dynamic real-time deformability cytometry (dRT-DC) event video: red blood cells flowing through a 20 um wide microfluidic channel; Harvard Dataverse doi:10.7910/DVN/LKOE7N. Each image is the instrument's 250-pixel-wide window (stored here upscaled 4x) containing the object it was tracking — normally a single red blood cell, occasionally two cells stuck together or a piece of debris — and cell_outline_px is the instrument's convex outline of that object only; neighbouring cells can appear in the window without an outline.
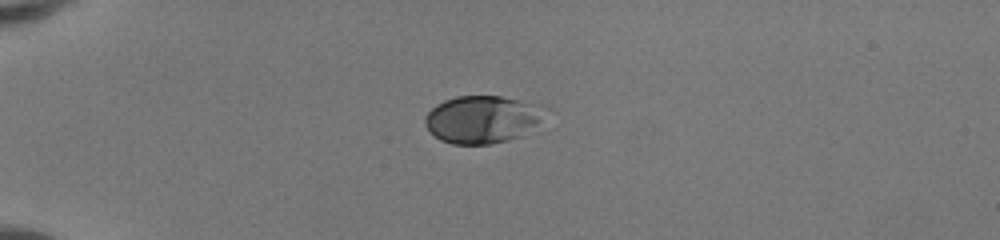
{"species": "human", "species_latin": "Homo sapiens", "temperature_condition": "room temperature", "stored_images_in_passage": 37, "camera_frame_rate_fps": 3000, "um_per_image_px": 0.085, "donor": {"sex": "female"}, "frame": {"image": 1, "passage_image": 1, "time_ms": 0.0, "image_size_px": [1000, 240], "cell_outline_px": [[552, 108], [520, 136], [508, 140], [488, 144], [452, 144], [440, 140], [424, 124], [424, 116], [436, 104], [444, 100], [456, 96], [500, 96], [544, 104]], "centroid_in_image_um": [41.01, 10.11], "position_along_channel_um": 44.0, "area_um2": 33.35}}
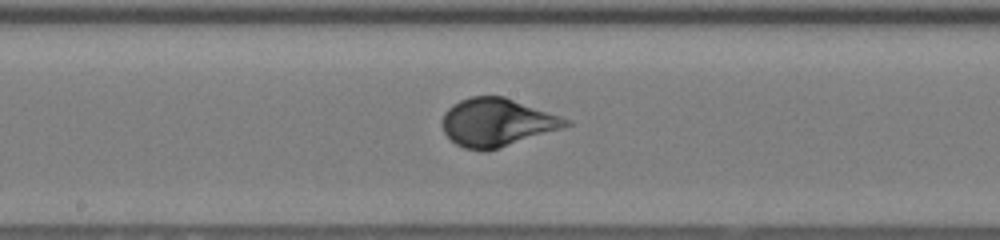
{"frame": {"image": 2, "passage_image": 16, "time_ms": 5.0, "image_size_px": [1000, 240], "cell_outline_px": [[572, 124], [564, 128], [488, 152], [484, 152], [464, 148], [456, 144], [444, 132], [444, 112], [452, 104], [460, 100], [472, 96], [504, 96], [572, 120]], "centroid_in_image_um": [42.28, 10.42], "position_along_channel_um": 205.9, "area_um2": 34.74}}
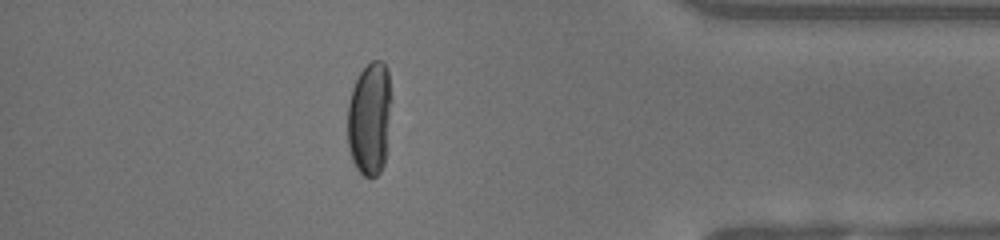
{"frame": {"image": 3, "passage_image": 32, "time_ms": 10.333, "image_size_px": [1000, 240], "cell_outline_px": [[392, 100], [384, 164], [380, 172], [376, 176], [364, 176], [356, 168], [352, 160], [348, 148], [348, 104], [352, 88], [360, 72], [372, 60], [380, 60], [388, 68]], "centroid_in_image_um": [31.43, 10.06], "position_along_channel_um": 403.8, "area_um2": 29.19}, "authors_computed_cell_mechanics": {"area_um2": 32.946, "velocity_mm_per_s": 4.1619, "shape_relaxation_time_tau1_ms": 4.7398, "shape_relaxation_time_tau2_ms": null, "deformation_change_tau1": 0.2029, "deformation_change_tau2": null}}